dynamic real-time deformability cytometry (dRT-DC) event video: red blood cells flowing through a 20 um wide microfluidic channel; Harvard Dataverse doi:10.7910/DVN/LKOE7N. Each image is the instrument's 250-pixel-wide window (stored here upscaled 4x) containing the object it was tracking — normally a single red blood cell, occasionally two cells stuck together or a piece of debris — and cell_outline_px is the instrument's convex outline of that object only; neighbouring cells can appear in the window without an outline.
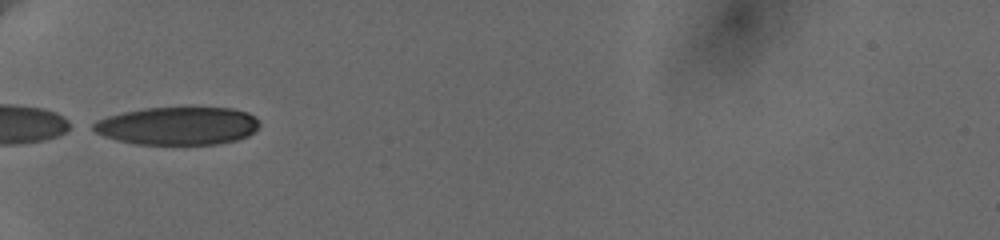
{"species": "human", "species_latin": "Homo sapiens", "temperature_condition": "cold", "stored_images_in_passage": 37, "camera_frame_rate_fps": 3000, "um_per_image_px": 0.085, "donor": {"sex": "female"}, "frame": {"image": 1, "passage_image": 1, "time_ms": 0.0, "image_size_px": [1000, 240], "cell_outline_px": [[260, 124], [248, 136], [236, 140], [216, 144], [136, 144], [116, 140], [104, 136], [96, 132], [92, 128], [92, 124], [96, 120], [108, 116], [124, 112], [148, 108], [184, 104], [232, 108], [248, 112], [256, 116]], "centroid_in_image_um": [15.14, 10.65], "position_along_channel_um": 69.9, "area_um2": 37.86}}
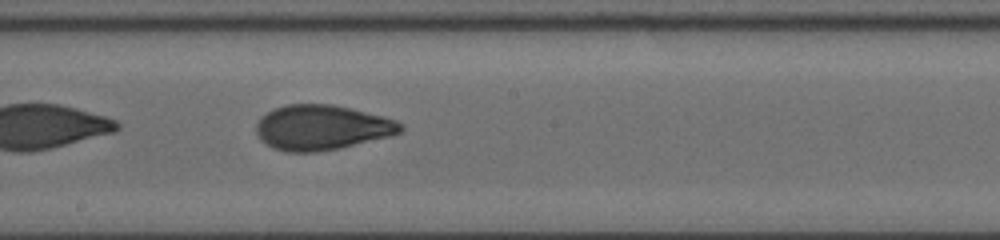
{"frame": {"image": 2, "passage_image": 14, "time_ms": 4.333, "image_size_px": [1000, 240], "cell_outline_px": [[404, 128], [400, 132], [388, 136], [340, 148], [316, 152], [284, 152], [272, 148], [256, 132], [256, 124], [260, 116], [276, 108], [288, 104], [332, 104], [352, 108], [396, 120], [404, 124]], "centroid_in_image_um": [27.35, 10.83], "position_along_channel_um": 220.8, "area_um2": 37.69}}
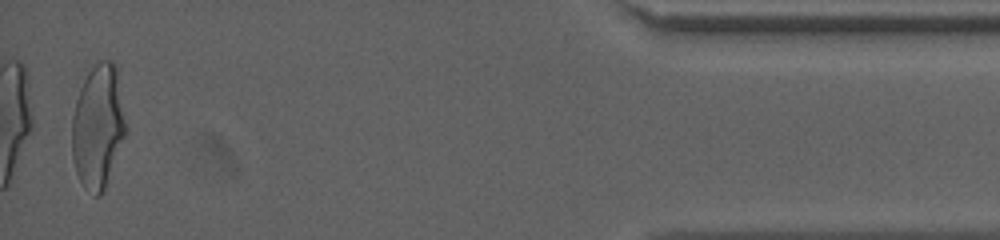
{"frame": {"image": 3, "passage_image": 36, "time_ms": 11.667, "image_size_px": [1000, 240], "cell_outline_px": [[124, 136], [104, 192], [100, 196], [96, 196], [80, 180], [76, 172], [72, 156], [72, 116], [76, 100], [80, 88], [88, 72], [100, 60], [112, 60], [116, 64], [124, 120]], "centroid_in_image_um": [8.3, 10.74], "position_along_channel_um": 426.9, "area_um2": 38.03}, "authors_computed_cell_mechanics": {"area_um2": 37.6278, "velocity_mm_per_s": 3.6412, "shape_relaxation_time_tau1_ms": 4.8312, "shape_relaxation_time_tau2_ms": 1.15, "deformation_change_tau1": 0.1884, "deformation_change_tau2": 0.0626}}